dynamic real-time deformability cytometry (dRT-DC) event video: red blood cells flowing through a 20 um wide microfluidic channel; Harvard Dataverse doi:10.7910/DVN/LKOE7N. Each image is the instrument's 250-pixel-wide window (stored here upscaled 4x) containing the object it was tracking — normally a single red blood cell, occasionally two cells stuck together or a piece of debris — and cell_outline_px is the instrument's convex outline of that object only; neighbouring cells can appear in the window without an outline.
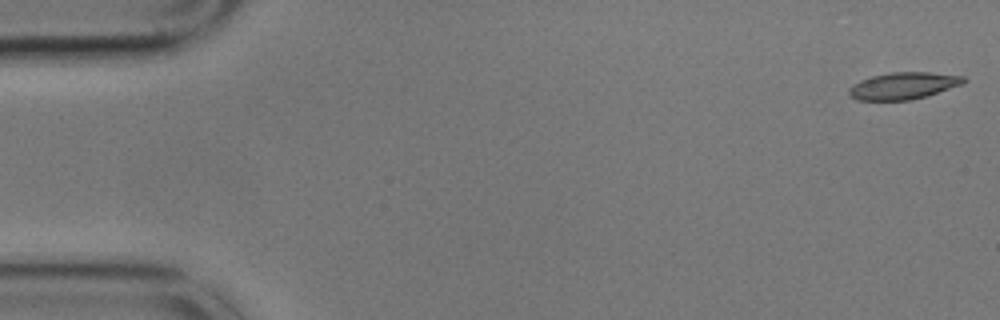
{"species": "common noctule bat (a hibernating species)", "species_latin": "Nyctalus noctula", "temperature_condition": "cold", "stored_images_in_passage": 10, "camera_frame_rate_fps": 3000, "um_per_image_px": 0.085, "animal": {"sex": "male", "body_mass_g": 17.9}, "frame": {"image": 1, "passage_image": 1, "time_ms": 0.0, "image_size_px": [1000, 320], "cell_outline_px": [[968, 80], [964, 84], [912, 100], [856, 100], [848, 92], [848, 88], [860, 80], [872, 76], [892, 72], [928, 72], [964, 76]], "centroid_in_image_um": [76.81, 7.28], "position_along_channel_um": 8.2, "area_um2": 17.98}}